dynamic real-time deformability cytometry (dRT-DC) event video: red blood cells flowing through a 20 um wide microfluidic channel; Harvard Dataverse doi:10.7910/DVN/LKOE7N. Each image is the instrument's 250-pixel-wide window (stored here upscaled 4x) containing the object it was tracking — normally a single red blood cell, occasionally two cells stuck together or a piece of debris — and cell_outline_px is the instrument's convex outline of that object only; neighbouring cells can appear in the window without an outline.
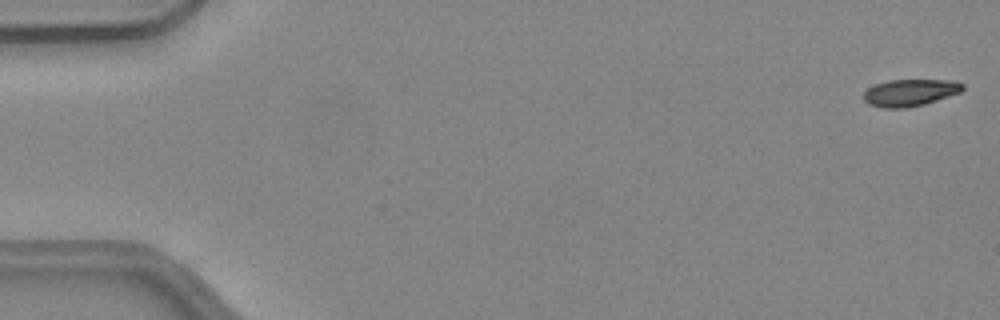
{"species": "common noctule bat (a hibernating species)", "species_latin": "Nyctalus noctula", "temperature_condition": "warm", "stored_images_in_passage": 51, "camera_frame_rate_fps": 3000, "um_per_image_px": 0.085, "animal": {"sex": "female", "body_mass_g": 24.6, "forearm_length_mm": 56.2}, "frame": {"image": 1, "passage_image": 1, "time_ms": 0.0, "image_size_px": [1000, 320], "cell_outline_px": [[964, 88], [960, 92], [924, 104], [904, 108], [884, 108], [868, 104], [864, 100], [864, 92], [868, 88], [876, 84], [888, 80], [952, 80], [964, 84]], "centroid_in_image_um": [77.34, 7.87], "position_along_channel_um": 7.7, "area_um2": 15.43}}
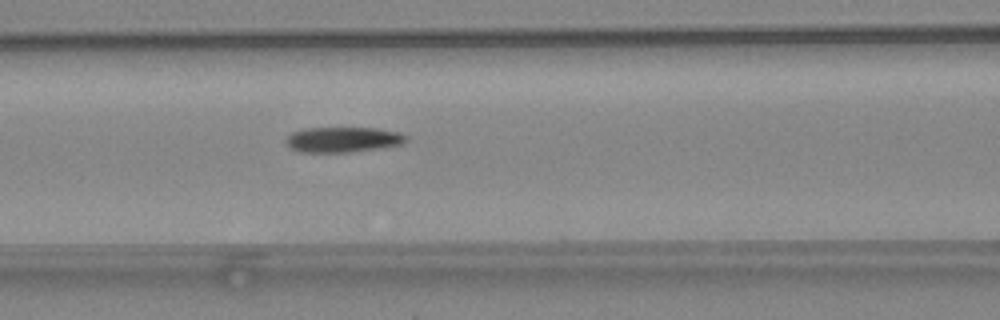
{"frame": {"image": 2, "passage_image": 22, "time_ms": 7.0, "image_size_px": [1000, 320], "cell_outline_px": [[408, 140], [400, 144], [380, 148], [348, 152], [300, 152], [292, 148], [284, 140], [292, 132], [304, 128], [376, 128], [400, 132], [408, 136]], "centroid_in_image_um": [29.17, 11.86], "position_along_channel_um": 137.4, "area_um2": 17.69}}
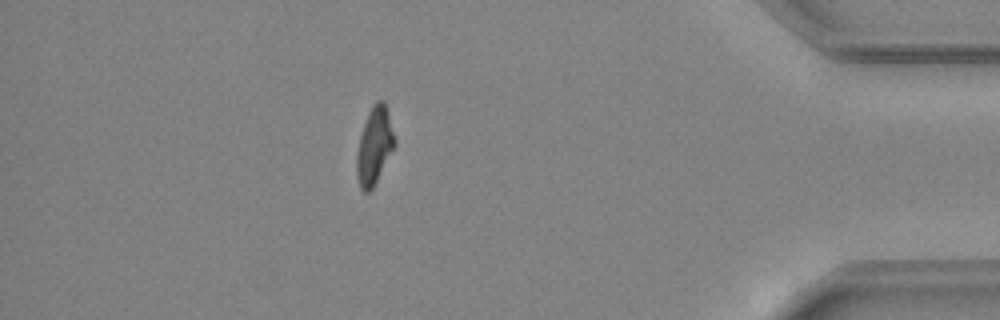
{"frame": {"image": 3, "passage_image": 45, "time_ms": 14.667, "image_size_px": [1000, 320], "cell_outline_px": [[396, 144], [372, 188], [368, 192], [364, 192], [360, 188], [356, 176], [356, 156], [360, 136], [368, 112], [372, 104], [376, 100], [384, 100], [396, 140]], "centroid_in_image_um": [31.81, 12.38], "position_along_channel_um": 403.4, "area_um2": 16.94}, "authors_computed_cell_mechanics": {"area_um2": 17.5134, "velocity_mm_per_s": 4.0518, "shape_relaxation_time_tau1_ms": null, "shape_relaxation_time_tau2_ms": 5.3297, "deformation_change_tau1": null, "deformation_change_tau2": 0.1343}}